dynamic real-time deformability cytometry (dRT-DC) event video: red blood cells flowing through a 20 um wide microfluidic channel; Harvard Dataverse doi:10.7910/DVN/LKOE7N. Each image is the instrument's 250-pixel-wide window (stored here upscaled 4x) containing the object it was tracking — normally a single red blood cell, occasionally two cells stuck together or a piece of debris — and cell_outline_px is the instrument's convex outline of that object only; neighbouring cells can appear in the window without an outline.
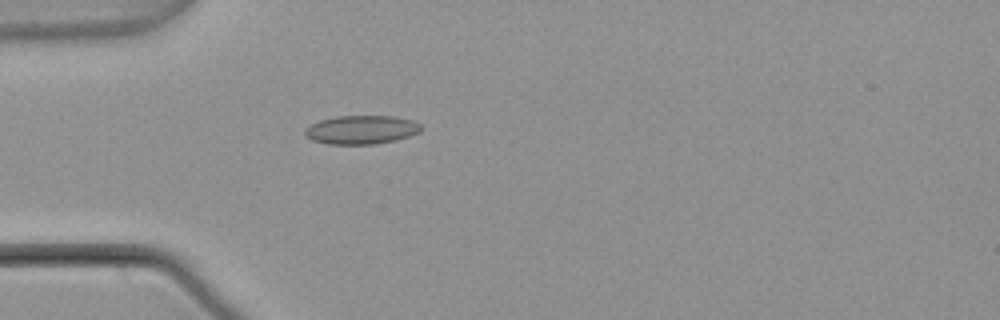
{"species": "common noctule bat (a hibernating species)", "species_latin": "Nyctalus noctula", "temperature_condition": "warm", "stored_images_in_passage": 4, "camera_frame_rate_fps": 3000, "um_per_image_px": 0.085, "animal": {"sex": "male", "body_mass_g": 21.5, "forearm_length_mm": 52.0}, "frame": {"image": 1, "passage_image": 4, "time_ms": 1.0, "image_size_px": [1000, 320], "cell_outline_px": [[420, 132], [396, 140], [376, 144], [328, 144], [312, 140], [304, 136], [304, 128], [320, 120], [336, 116], [392, 116], [412, 120], [420, 124]], "centroid_in_image_um": [30.68, 11.03], "position_along_channel_um": 54.3, "area_um2": 19.42}}